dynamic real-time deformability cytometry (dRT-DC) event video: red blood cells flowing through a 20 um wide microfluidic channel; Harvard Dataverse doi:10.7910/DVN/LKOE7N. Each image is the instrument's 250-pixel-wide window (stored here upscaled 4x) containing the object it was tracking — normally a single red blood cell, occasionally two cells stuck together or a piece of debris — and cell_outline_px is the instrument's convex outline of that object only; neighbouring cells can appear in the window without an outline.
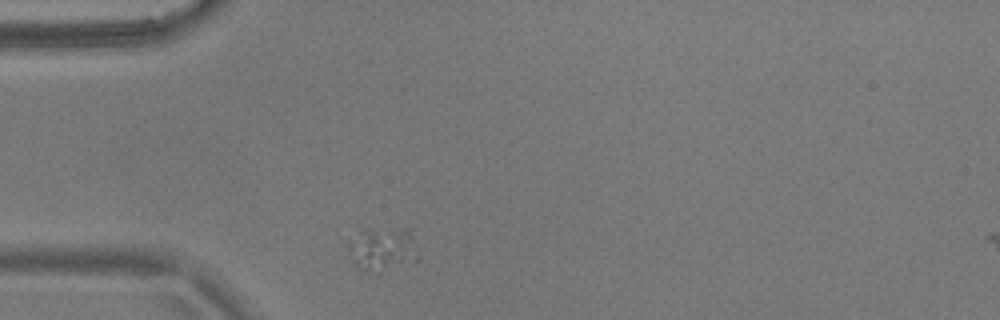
{"species": "common noctule bat (a hibernating species)", "species_latin": "Nyctalus noctula", "temperature_condition": "warm", "stored_images_in_passage": 3, "camera_frame_rate_fps": 3000, "um_per_image_px": 0.085, "animal": {"sex": "male", "body_mass_g": 17.9}, "frame": {"image": 1, "passage_image": 1, "time_ms": 0.0, "image_size_px": [1000, 320], "cell_outline_px": [[400, 260], [368, 268], [356, 264], [352, 260], [348, 248], [348, 240], [364, 232], [392, 232]], "centroid_in_image_um": [31.73, 21.17], "position_along_channel_um": 53.3, "area_um2": 10.58}}